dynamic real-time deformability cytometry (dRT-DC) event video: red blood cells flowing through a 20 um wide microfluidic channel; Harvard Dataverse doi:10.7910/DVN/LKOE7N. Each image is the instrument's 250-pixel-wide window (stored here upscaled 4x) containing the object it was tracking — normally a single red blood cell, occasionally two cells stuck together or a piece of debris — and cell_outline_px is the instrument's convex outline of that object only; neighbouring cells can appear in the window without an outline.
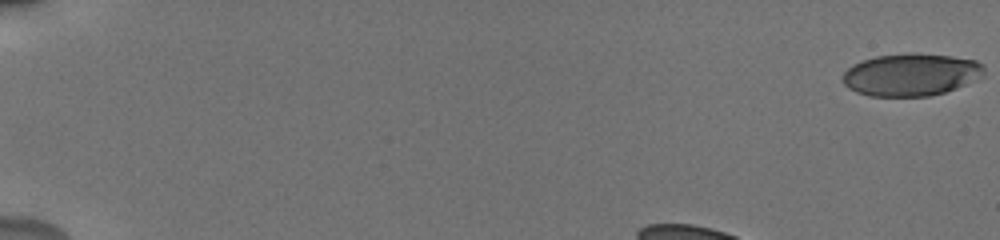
{"species": "human", "species_latin": "Homo sapiens", "temperature_condition": "cold", "stored_images_in_passage": 42, "camera_frame_rate_fps": 3000, "um_per_image_px": 0.085, "donor": {"sex": "male"}, "frame": {"image": 1, "passage_image": 1, "time_ms": 0.0, "image_size_px": [1000, 240], "cell_outline_px": [[984, 76], [956, 88], [944, 92], [928, 96], [868, 96], [856, 92], [848, 88], [844, 84], [844, 72], [852, 64], [876, 56], [912, 52], [952, 56], [976, 60], [984, 64]], "centroid_in_image_um": [77.45, 6.33], "position_along_channel_um": 7.5, "area_um2": 35.08}}
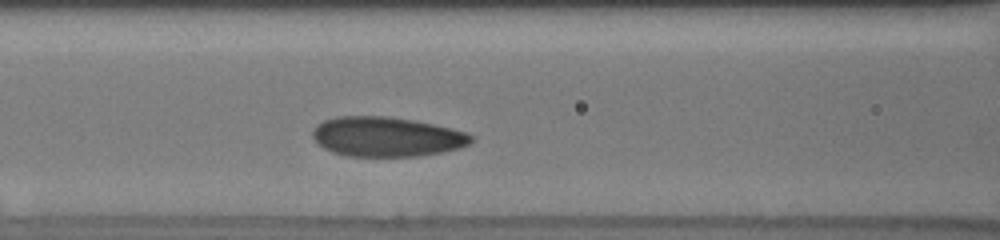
{"frame": {"image": 2, "passage_image": 19, "time_ms": 6.0, "image_size_px": [1000, 240], "cell_outline_px": [[472, 140], [468, 144], [460, 148], [420, 156], [348, 156], [332, 152], [316, 144], [312, 136], [312, 132], [316, 124], [324, 120], [336, 116], [388, 116], [416, 120], [452, 128], [468, 132], [472, 136]], "centroid_in_image_um": [32.83, 11.61], "position_along_channel_um": 133.8, "area_um2": 36.99}}
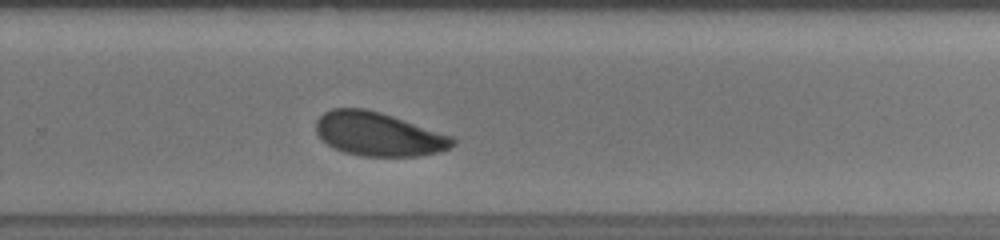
{"frame": {"image": 3, "passage_image": 32, "time_ms": 10.333, "image_size_px": [1000, 240], "cell_outline_px": [[456, 144], [452, 148], [440, 152], [416, 156], [360, 156], [344, 152], [332, 148], [316, 132], [316, 120], [324, 112], [332, 108], [364, 108], [380, 112], [456, 136]], "centroid_in_image_um": [32.23, 11.4], "position_along_channel_um": 297.6, "area_um2": 35.2}, "authors_computed_cell_mechanics": {"area_um2": 35.8649, "velocity_mm_per_s": 3.7915, "shape_relaxation_time_tau1_ms": 2.9217, "shape_relaxation_time_tau2_ms": 1.0503, "deformation_change_tau1": 0.106, "deformation_change_tau2": 0.0643}}